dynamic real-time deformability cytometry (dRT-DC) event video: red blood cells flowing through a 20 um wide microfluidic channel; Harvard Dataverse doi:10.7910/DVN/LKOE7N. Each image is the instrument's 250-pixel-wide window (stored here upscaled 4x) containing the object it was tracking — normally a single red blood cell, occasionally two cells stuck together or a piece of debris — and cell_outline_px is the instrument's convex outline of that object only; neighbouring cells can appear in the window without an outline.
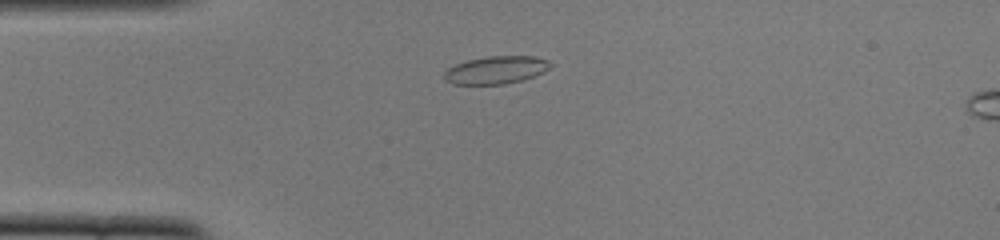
{"species": "common noctule bat (a hibernating species)", "species_latin": "Nyctalus noctula", "temperature_condition": "cold", "stored_images_in_passage": 11, "camera_frame_rate_fps": 3000, "um_per_image_px": 0.085, "animal": {"sex": "female", "body_mass_g": 22.0, "forearm_length_mm": 56.7}, "frame": {"image": 1, "passage_image": 8, "time_ms": 2.333, "image_size_px": [1000, 240], "cell_outline_px": [[552, 64], [544, 72], [520, 80], [504, 84], [452, 84], [444, 80], [444, 72], [448, 68], [456, 64], [468, 60], [488, 56], [536, 56], [548, 60]], "centroid_in_image_um": [42.14, 5.94], "position_along_channel_um": 42.9, "area_um2": 17.05}}